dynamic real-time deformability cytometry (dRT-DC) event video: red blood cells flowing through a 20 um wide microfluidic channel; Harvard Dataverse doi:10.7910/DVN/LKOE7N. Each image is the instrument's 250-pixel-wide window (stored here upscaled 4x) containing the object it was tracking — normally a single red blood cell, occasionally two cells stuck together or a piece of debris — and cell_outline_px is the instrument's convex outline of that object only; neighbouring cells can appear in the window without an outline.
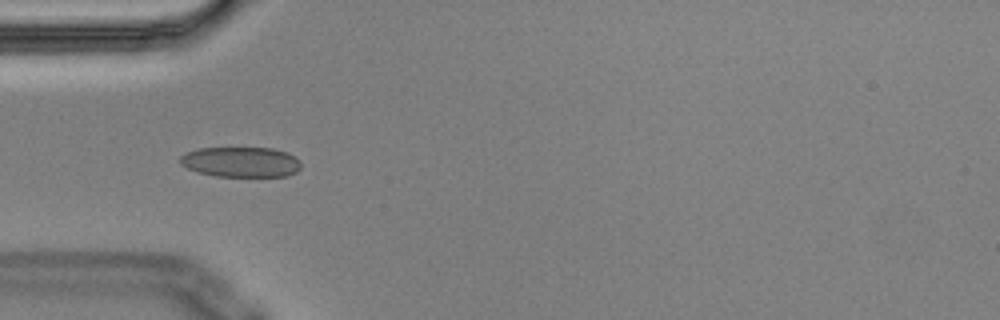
{"species": "Egyptian fruit bat (a non-hibernating species)", "species_latin": "Rousettus aegyptiacus", "temperature_condition": "cold", "stored_images_in_passage": 5, "camera_frame_rate_fps": 3000, "um_per_image_px": 0.085, "animal": {"sex": "male"}, "frame": {"image": 1, "passage_image": 5, "time_ms": 1.333, "image_size_px": [1000, 320], "cell_outline_px": [[300, 168], [296, 172], [288, 176], [216, 176], [196, 172], [180, 164], [180, 156], [188, 152], [200, 148], [272, 148], [288, 152], [300, 160]], "centroid_in_image_um": [20.49, 13.77], "position_along_channel_um": 64.5, "area_um2": 21.33}}